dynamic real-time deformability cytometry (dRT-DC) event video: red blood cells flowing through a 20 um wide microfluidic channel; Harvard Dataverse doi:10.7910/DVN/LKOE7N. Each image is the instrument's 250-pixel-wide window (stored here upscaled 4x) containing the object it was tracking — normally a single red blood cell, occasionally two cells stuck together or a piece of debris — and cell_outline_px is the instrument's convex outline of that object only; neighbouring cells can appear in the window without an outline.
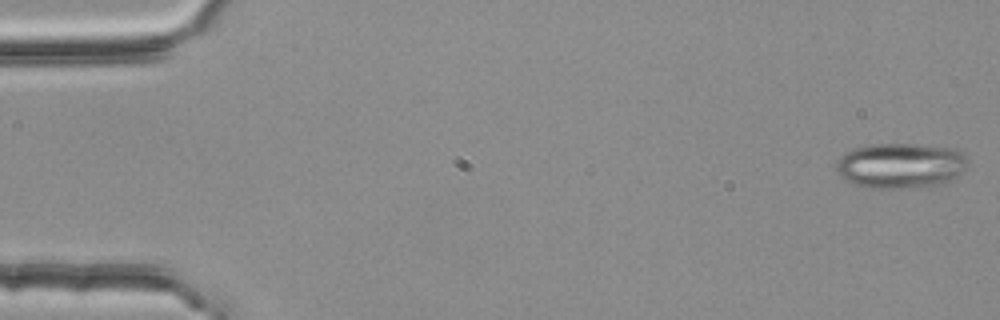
{"species": "common noctule bat (a hibernating species)", "species_latin": "Nyctalus noctula", "temperature_condition": "room temperature", "stored_images_in_passage": 12, "camera_frame_rate_fps": 3000, "um_per_image_px": 0.085, "animal": {"sex": "female", "body_mass_g": 25.1}, "frame": {"image": 1, "passage_image": 1, "time_ms": 0.0, "image_size_px": [1000, 320], "cell_outline_px": [[968, 160], [964, 168], [956, 176], [940, 184], [900, 188], [872, 188], [856, 184], [840, 176], [836, 172], [836, 160], [844, 152], [852, 148], [868, 144], [916, 144], [956, 148]], "centroid_in_image_um": [76.49, 14.04], "position_along_channel_um": 8.5, "area_um2": 34.56}}